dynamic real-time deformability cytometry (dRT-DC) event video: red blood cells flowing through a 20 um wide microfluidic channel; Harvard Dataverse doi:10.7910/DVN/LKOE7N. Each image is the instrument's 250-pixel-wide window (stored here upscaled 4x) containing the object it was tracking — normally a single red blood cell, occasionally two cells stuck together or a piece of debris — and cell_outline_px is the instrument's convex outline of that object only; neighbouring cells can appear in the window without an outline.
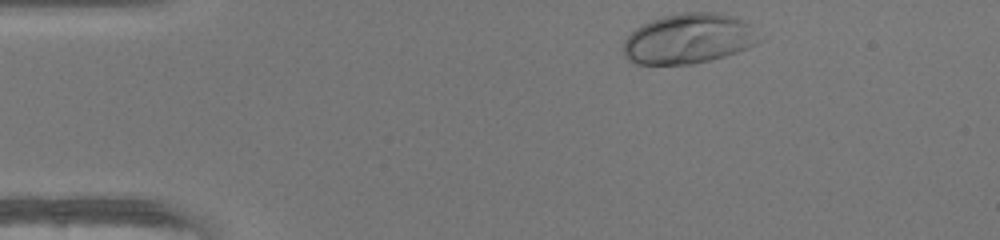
{"species": "human", "species_latin": "Homo sapiens", "temperature_condition": "warm", "stored_images_in_passage": 33, "camera_frame_rate_fps": 3000, "um_per_image_px": 0.085, "donor": {"sex": "female"}, "frame": {"image": 1, "passage_image": 1, "time_ms": 0.0, "image_size_px": [1000, 240], "cell_outline_px": [[764, 40], [748, 48], [724, 56], [692, 64], [632, 64], [624, 56], [624, 40], [636, 28], [652, 20], [664, 16], [680, 12], [720, 12], [744, 20]], "centroid_in_image_um": [58.54, 3.29], "position_along_channel_um": 26.5, "area_um2": 39.71}}
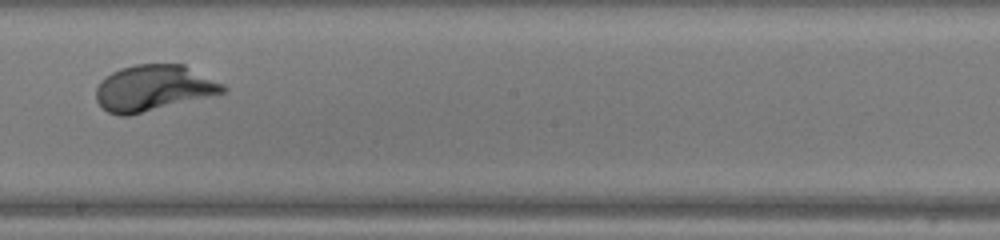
{"frame": {"image": 2, "passage_image": 21, "time_ms": 6.667, "image_size_px": [1000, 240], "cell_outline_px": [[228, 92], [128, 116], [120, 116], [108, 112], [96, 100], [96, 88], [100, 80], [104, 76], [120, 68], [136, 64], [184, 64], [224, 84], [228, 88]], "centroid_in_image_um": [13.06, 7.48], "position_along_channel_um": 235.1, "area_um2": 34.22}}
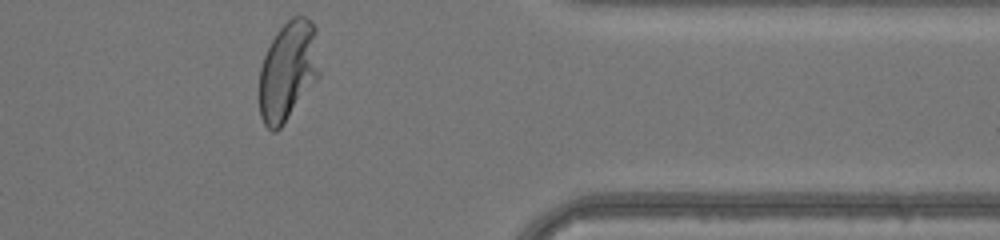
{"frame": {"image": 3, "passage_image": 33, "time_ms": 10.667, "image_size_px": [1000, 240], "cell_outline_px": [[320, 76], [284, 124], [276, 132], [272, 132], [264, 124], [260, 116], [260, 68], [264, 56], [276, 32], [292, 16], [304, 16], [316, 28], [320, 72]], "centroid_in_image_um": [24.5, 6.04], "position_along_channel_um": 386.9, "area_um2": 34.97}, "authors_computed_cell_mechanics": {"area_um2": 33.8708, "velocity_mm_per_s": 4.2101, "shape_relaxation_time_tau1_ms": 2.0927, "shape_relaxation_time_tau2_ms": null, "deformation_change_tau1": 0.175, "deformation_change_tau2": null}}